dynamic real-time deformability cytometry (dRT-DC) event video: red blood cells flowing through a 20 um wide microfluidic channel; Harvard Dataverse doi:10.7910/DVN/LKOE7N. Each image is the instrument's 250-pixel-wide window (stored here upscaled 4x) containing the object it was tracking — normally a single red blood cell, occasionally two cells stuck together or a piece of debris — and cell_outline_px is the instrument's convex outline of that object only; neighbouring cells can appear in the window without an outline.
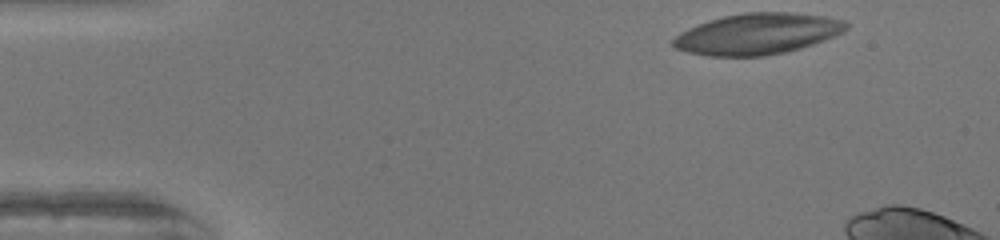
{"species": "human", "species_latin": "Homo sapiens", "temperature_condition": "warm", "stored_images_in_passage": 9, "camera_frame_rate_fps": 3000, "um_per_image_px": 0.085, "donor": {"sex": "female"}, "frame": {"image": 1, "passage_image": 1, "time_ms": 0.0, "image_size_px": [1000, 240], "cell_outline_px": [[848, 28], [844, 32], [824, 40], [800, 48], [784, 52], [764, 56], [708, 56], [688, 52], [676, 48], [672, 44], [672, 40], [680, 32], [688, 28], [724, 16], [744, 12], [788, 12], [824, 16], [844, 20], [848, 24]], "centroid_in_image_um": [64.4, 2.88], "position_along_channel_um": 20.6, "area_um2": 41.15}}